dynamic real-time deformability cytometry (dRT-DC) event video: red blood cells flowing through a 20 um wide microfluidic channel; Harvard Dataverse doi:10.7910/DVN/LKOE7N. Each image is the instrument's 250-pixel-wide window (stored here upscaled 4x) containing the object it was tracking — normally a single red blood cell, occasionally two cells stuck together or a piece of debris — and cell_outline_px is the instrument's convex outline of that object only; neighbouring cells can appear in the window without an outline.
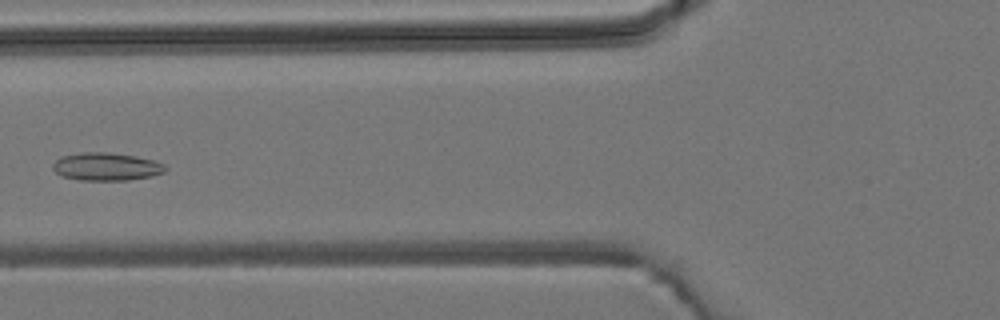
{"species": "common noctule bat (a hibernating species)", "species_latin": "Nyctalus noctula", "temperature_condition": "room temperature", "stored_images_in_passage": 5, "camera_frame_rate_fps": 3000, "um_per_image_px": 0.085, "animal": {"sex": "male", "body_mass_g": 19.2, "forearm_length_mm": 51.8}, "frame": {"image": 1, "passage_image": 4, "time_ms": 3.667, "image_size_px": [1000, 320], "cell_outline_px": [[168, 168], [164, 172], [152, 176], [128, 180], [80, 180], [64, 176], [56, 172], [52, 168], [52, 164], [60, 156], [80, 152], [108, 152], [136, 156], [152, 160], [164, 164]], "centroid_in_image_um": [9.03, 14.15], "position_along_channel_um": 116.8, "area_um2": 18.32}}
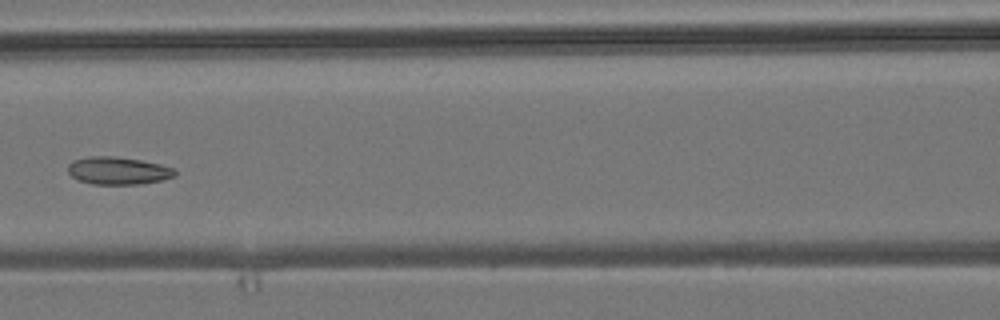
{"frame": {"image": 2, "passage_image": 5, "time_ms": 4.667, "image_size_px": [1000, 320], "cell_outline_px": [[176, 176], [160, 180], [140, 184], [92, 184], [80, 180], [72, 176], [68, 172], [68, 164], [72, 160], [88, 156], [112, 156], [140, 160], [160, 164], [176, 168]], "centroid_in_image_um": [10.04, 14.5], "position_along_channel_um": 156.6, "area_um2": 17.22}}